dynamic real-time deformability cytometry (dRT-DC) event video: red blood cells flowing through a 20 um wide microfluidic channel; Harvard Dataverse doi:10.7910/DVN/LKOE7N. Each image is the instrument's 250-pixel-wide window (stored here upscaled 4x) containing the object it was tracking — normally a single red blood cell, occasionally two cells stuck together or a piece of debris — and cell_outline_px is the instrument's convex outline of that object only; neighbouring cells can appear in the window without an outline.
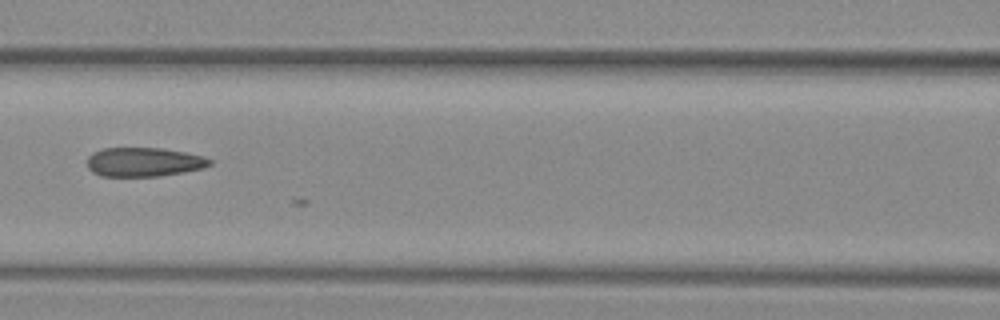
{"species": "common noctule bat (a hibernating species)", "species_latin": "Nyctalus noctula", "temperature_condition": "warm", "stored_images_in_passage": 7, "camera_frame_rate_fps": 3000, "um_per_image_px": 0.085, "animal": {"sex": "female", "body_mass_g": 29.2, "forearm_length_mm": 56.3}, "frame": {"image": 1, "passage_image": 6, "time_ms": 1.667, "image_size_px": [1000, 320], "cell_outline_px": [[212, 164], [204, 168], [184, 172], [160, 176], [100, 176], [92, 172], [88, 168], [88, 156], [92, 152], [104, 148], [160, 148], [184, 152], [204, 156], [212, 160]], "centroid_in_image_um": [12.23, 13.77], "position_along_channel_um": 154.4, "area_um2": 20.87}}